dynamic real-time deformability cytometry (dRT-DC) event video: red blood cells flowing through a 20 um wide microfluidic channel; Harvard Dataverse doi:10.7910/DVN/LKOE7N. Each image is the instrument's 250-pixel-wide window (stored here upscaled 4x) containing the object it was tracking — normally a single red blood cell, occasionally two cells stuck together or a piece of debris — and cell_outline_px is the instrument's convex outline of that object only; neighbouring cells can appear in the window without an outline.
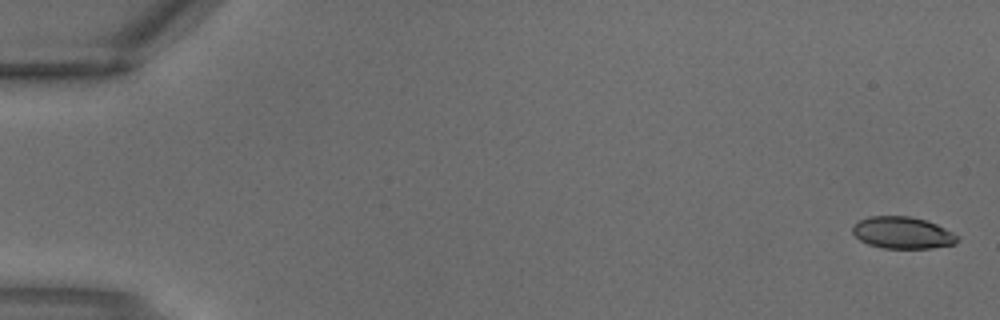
{"species": "common noctule bat (a hibernating species)", "species_latin": "Nyctalus noctula", "temperature_condition": "warm", "stored_images_in_passage": 3, "camera_frame_rate_fps": 3000, "um_per_image_px": 0.085, "animal": {"sex": "male", "body_mass_g": 18.8}, "frame": {"image": 1, "passage_image": 1, "time_ms": 0.0, "image_size_px": [1000, 320], "cell_outline_px": [[960, 240], [956, 244], [932, 248], [884, 248], [868, 244], [860, 240], [852, 232], [852, 224], [868, 216], [908, 216], [924, 220], [936, 224], [960, 236]], "centroid_in_image_um": [76.72, 19.79], "position_along_channel_um": 8.3, "area_um2": 19.54}}
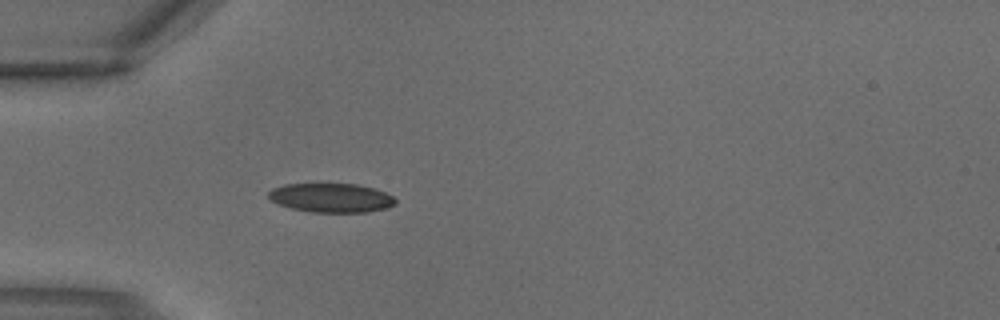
{"frame": {"image": 2, "passage_image": 3, "time_ms": 0.667, "image_size_px": [1000, 320], "cell_outline_px": [[396, 204], [384, 208], [364, 212], [312, 212], [292, 208], [280, 204], [272, 200], [268, 196], [268, 192], [272, 188], [284, 184], [356, 184], [372, 188], [384, 192], [392, 196], [396, 200]], "centroid_in_image_um": [28.13, 16.81], "position_along_channel_um": 56.9, "area_um2": 21.21}}